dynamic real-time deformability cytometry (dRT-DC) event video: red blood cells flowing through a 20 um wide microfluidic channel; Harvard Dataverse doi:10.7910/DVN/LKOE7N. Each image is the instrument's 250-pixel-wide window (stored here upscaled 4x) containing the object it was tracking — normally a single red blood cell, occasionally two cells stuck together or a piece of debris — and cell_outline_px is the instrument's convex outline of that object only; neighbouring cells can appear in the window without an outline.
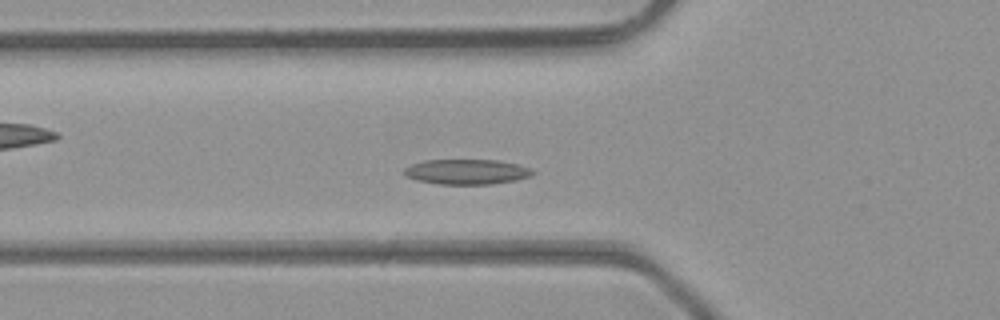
{"species": "common noctule bat (a hibernating species)", "species_latin": "Nyctalus noctula", "temperature_condition": "room temperature", "stored_images_in_passage": 43, "camera_frame_rate_fps": 3000, "um_per_image_px": 0.085, "animal": {"sex": "male", "body_mass_g": 23.1, "forearm_length_mm": 52.7}, "frame": {"image": 1, "passage_image": 11, "time_ms": 3.333, "image_size_px": [1000, 320], "cell_outline_px": [[536, 172], [532, 176], [516, 180], [492, 184], [436, 184], [416, 180], [404, 176], [404, 168], [412, 164], [424, 160], [496, 160], [516, 164], [532, 168]], "centroid_in_image_um": [39.67, 14.6], "position_along_channel_um": 86.1, "area_um2": 18.96}}
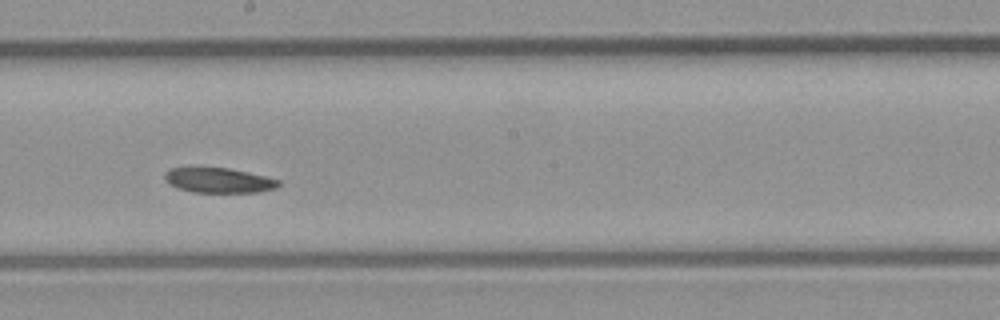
{"frame": {"image": 2, "passage_image": 21, "time_ms": 6.667, "image_size_px": [1000, 320], "cell_outline_px": [[280, 184], [276, 188], [260, 192], [192, 192], [176, 188], [164, 176], [164, 172], [168, 168], [228, 168], [248, 172], [280, 180]], "centroid_in_image_um": [18.61, 15.33], "position_along_channel_um": 229.6, "area_um2": 16.42}}
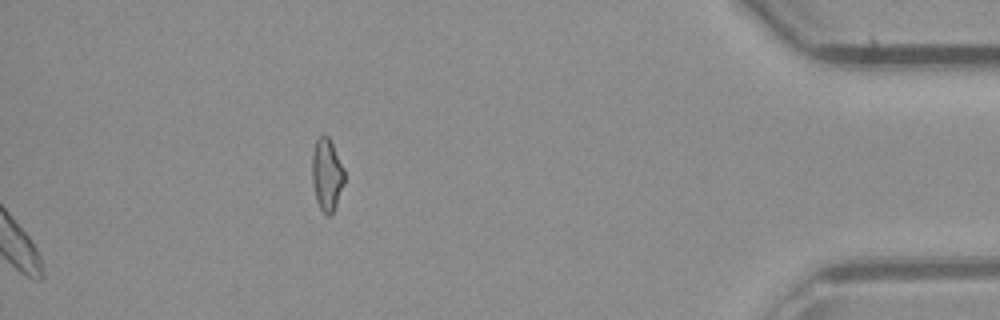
{"frame": {"image": 3, "passage_image": 43, "time_ms": 14.0, "image_size_px": [1000, 320], "cell_outline_px": [[344, 184], [336, 204], [332, 212], [328, 216], [320, 208], [316, 200], [312, 180], [312, 152], [316, 140], [324, 132], [328, 136], [344, 168]], "centroid_in_image_um": [27.77, 14.8], "position_along_channel_um": 407.4, "area_um2": 13.53}, "authors_computed_cell_mechanics": {"area_um2": 18.1492, "velocity_mm_per_s": 4.28, "shape_relaxation_time_tau1_ms": 5.2963, "shape_relaxation_time_tau2_ms": null, "deformation_change_tau1": 0.0791, "deformation_change_tau2": null}}